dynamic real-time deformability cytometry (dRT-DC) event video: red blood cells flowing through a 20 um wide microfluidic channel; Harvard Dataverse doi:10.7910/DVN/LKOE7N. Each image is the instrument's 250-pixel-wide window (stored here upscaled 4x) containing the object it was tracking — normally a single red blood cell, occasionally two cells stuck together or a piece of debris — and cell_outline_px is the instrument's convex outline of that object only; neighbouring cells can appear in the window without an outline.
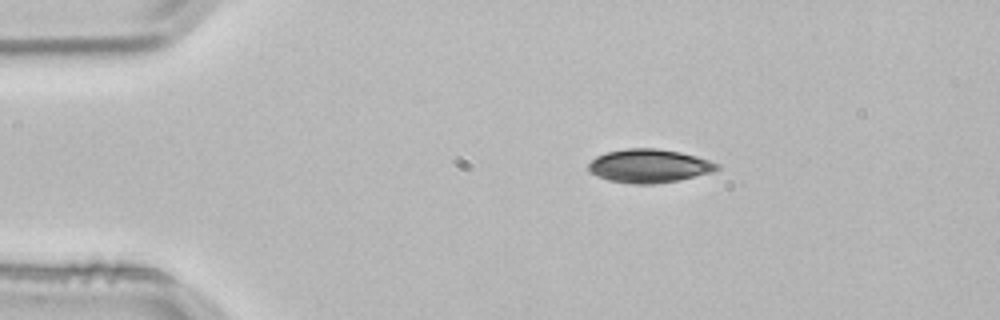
{"species": "common noctule bat (a hibernating species)", "species_latin": "Nyctalus noctula", "temperature_condition": "room temperature", "stored_images_in_passage": 2, "camera_frame_rate_fps": 3000, "um_per_image_px": 0.085, "animal": {"sex": "male", "body_mass_g": 21.5, "forearm_length_mm": 52.0}, "frame": {"image": 1, "passage_image": 1, "time_ms": 0.0, "image_size_px": [1000, 320], "cell_outline_px": [[720, 168], [712, 172], [680, 180], [656, 184], [632, 184], [608, 180], [596, 176], [588, 168], [588, 164], [596, 156], [608, 152], [628, 148], [656, 148], [680, 152], [696, 156], [720, 164]], "centroid_in_image_um": [55.19, 14.11], "position_along_channel_um": 29.8, "area_um2": 25.14}}